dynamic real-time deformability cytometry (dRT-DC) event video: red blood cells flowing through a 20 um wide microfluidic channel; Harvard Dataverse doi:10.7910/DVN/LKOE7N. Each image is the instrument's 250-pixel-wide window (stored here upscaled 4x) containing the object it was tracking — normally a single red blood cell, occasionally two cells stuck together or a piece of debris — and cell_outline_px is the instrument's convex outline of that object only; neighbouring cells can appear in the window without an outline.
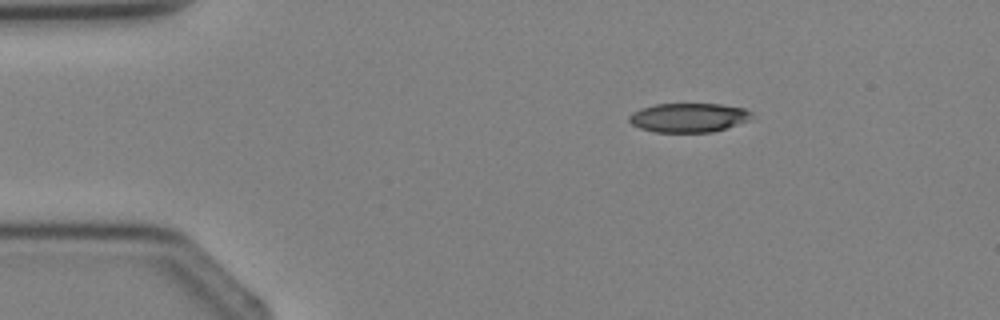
{"species": "Egyptian fruit bat (a non-hibernating species)", "species_latin": "Rousettus aegyptiacus", "temperature_condition": "cold", "stored_images_in_passage": 2, "camera_frame_rate_fps": 3000, "um_per_image_px": 0.085, "animal": {"sex": "female"}, "frame": {"image": 1, "passage_image": 1, "time_ms": 0.0, "image_size_px": [1000, 320], "cell_outline_px": [[752, 112], [748, 120], [712, 132], [656, 132], [640, 128], [632, 124], [628, 120], [628, 116], [632, 112], [640, 108], [656, 104], [720, 104], [744, 108]], "centroid_in_image_um": [58.47, 9.99], "position_along_channel_um": 26.5, "area_um2": 20.63}}